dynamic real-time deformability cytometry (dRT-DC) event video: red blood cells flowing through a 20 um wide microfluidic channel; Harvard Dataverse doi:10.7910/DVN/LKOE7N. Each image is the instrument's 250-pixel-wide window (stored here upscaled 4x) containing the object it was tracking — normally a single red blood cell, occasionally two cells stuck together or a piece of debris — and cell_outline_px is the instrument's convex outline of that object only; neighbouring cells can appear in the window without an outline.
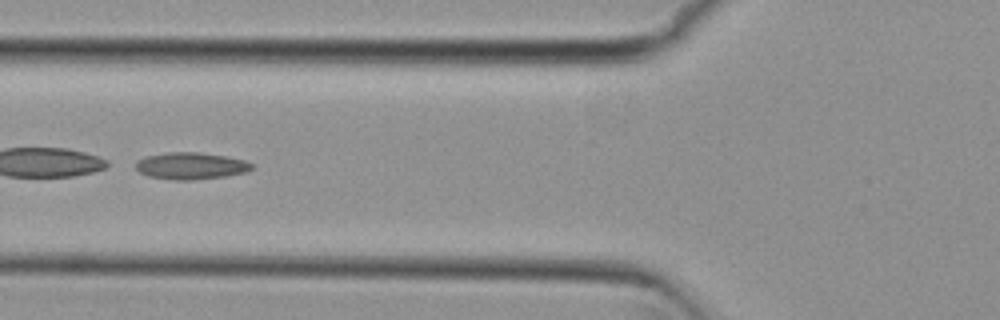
{"species": "common noctule bat (a hibernating species)", "species_latin": "Nyctalus noctula", "temperature_condition": "cold", "stored_images_in_passage": 37, "camera_frame_rate_fps": 3000, "um_per_image_px": 0.085, "animal": {"sex": "female", "body_mass_g": 29.2, "forearm_length_mm": 56.3}, "frame": {"image": 1, "passage_image": 6, "time_ms": 1.667, "image_size_px": [1000, 320], "cell_outline_px": [[252, 168], [244, 172], [224, 176], [192, 180], [176, 180], [148, 176], [140, 172], [136, 168], [136, 160], [144, 156], [168, 152], [200, 152], [224, 156], [244, 160], [252, 164]], "centroid_in_image_um": [16.17, 14.09], "position_along_channel_um": 109.6, "area_um2": 18.03}, "authors_computed_cell_mechanics": {"area_um2": 17.5134, "velocity_mm_per_s": 3.8002, "shape_relaxation_time_tau1_ms": 1.0769, "shape_relaxation_time_tau2_ms": 3.314, "deformation_change_tau1": 0.2403, "deformation_change_tau2": 0.1133}}